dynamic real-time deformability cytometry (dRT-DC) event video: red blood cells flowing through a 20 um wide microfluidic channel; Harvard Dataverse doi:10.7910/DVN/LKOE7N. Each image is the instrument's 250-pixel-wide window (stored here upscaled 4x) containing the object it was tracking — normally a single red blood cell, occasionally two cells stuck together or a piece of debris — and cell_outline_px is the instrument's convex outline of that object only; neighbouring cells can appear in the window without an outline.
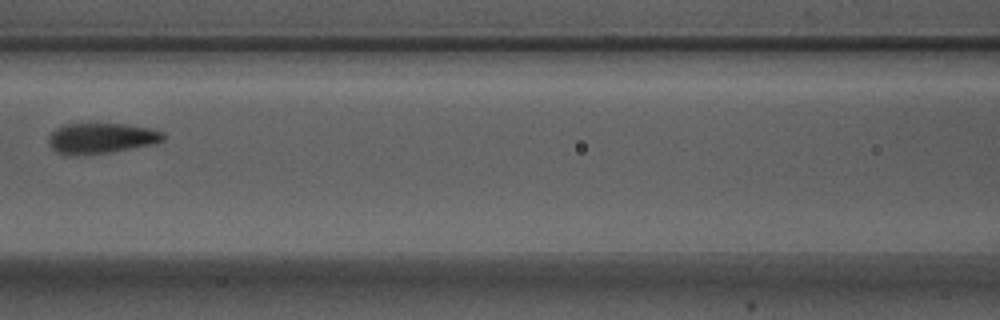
{"species": "Egyptian fruit bat (a non-hibernating species)", "species_latin": "Rousettus aegyptiacus", "temperature_condition": "warm", "stored_images_in_passage": 4, "camera_frame_rate_fps": 3000, "um_per_image_px": 0.085, "animal": {"sex": "male"}, "frame": {"image": 1, "passage_image": 4, "time_ms": 1.0, "image_size_px": [1000, 320], "cell_outline_px": [[164, 140], [152, 144], [108, 152], [84, 156], [68, 156], [56, 152], [48, 144], [48, 136], [60, 124], [124, 124], [152, 128], [160, 132], [164, 136]], "centroid_in_image_um": [8.52, 11.76], "position_along_channel_um": 158.1, "area_um2": 20.52}}